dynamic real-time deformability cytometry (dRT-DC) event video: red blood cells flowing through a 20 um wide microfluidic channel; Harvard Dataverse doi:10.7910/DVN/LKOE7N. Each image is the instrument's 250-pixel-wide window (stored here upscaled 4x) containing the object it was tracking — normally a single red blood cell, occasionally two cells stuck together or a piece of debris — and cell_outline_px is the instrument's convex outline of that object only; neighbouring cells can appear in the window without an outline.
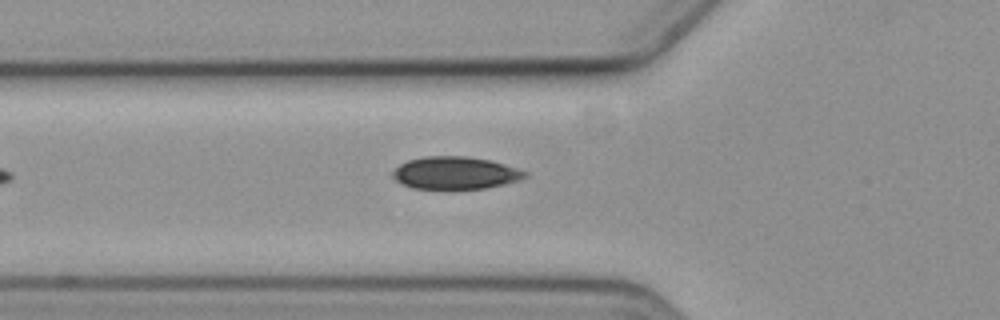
{"species": "common noctule bat (a hibernating species)", "species_latin": "Nyctalus noctula", "temperature_condition": "cold", "stored_images_in_passage": 4, "camera_frame_rate_fps": 3000, "um_per_image_px": 0.085, "animal": {"sex": "female", "body_mass_g": 19.3, "forearm_length_mm": 54.1}, "frame": {"image": 1, "passage_image": 4, "time_ms": 4.333, "image_size_px": [1000, 320], "cell_outline_px": [[528, 176], [504, 184], [484, 188], [412, 188], [396, 180], [392, 176], [392, 172], [400, 164], [408, 160], [424, 156], [468, 156], [488, 160], [504, 164], [528, 172]], "centroid_in_image_um": [38.68, 14.68], "position_along_channel_um": 87.1, "area_um2": 24.68}}